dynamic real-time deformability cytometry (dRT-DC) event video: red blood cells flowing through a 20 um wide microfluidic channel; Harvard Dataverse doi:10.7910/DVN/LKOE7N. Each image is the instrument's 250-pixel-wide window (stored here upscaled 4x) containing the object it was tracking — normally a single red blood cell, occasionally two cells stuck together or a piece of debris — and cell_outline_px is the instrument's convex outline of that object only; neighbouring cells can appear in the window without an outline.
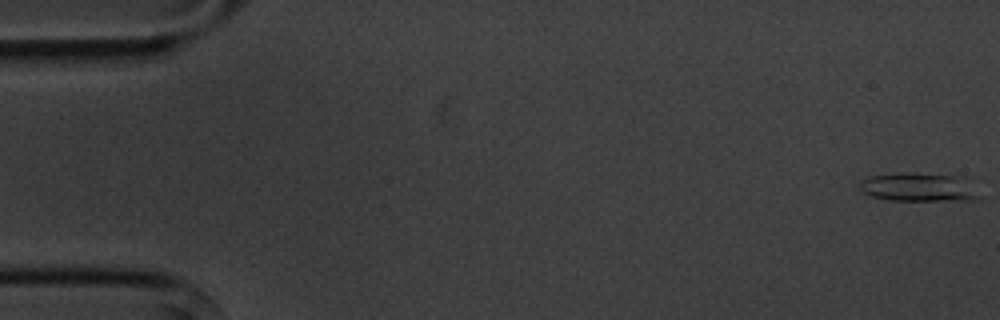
{"species": "common noctule bat (a hibernating species)", "species_latin": "Nyctalus noctula", "temperature_condition": "cold", "stored_images_in_passage": 3, "camera_frame_rate_fps": 3000, "um_per_image_px": 0.085, "animal": {"sex": "male", "body_mass_g": 20.1, "forearm_length_mm": 53.5}, "frame": {"image": 1, "passage_image": 1, "time_ms": 0.0, "image_size_px": [1000, 320], "cell_outline_px": [[980, 196], [964, 200], [892, 200], [872, 196], [860, 192], [860, 184], [868, 176], [900, 172], [904, 172], [952, 176]], "centroid_in_image_um": [77.85, 15.92], "position_along_channel_um": 7.2, "area_um2": 18.79}}